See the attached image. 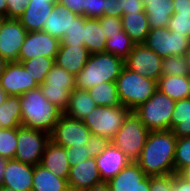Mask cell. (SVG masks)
Segmentation results:
<instances>
[{
  "label": "cell",
  "instance_id": "6da1fadb",
  "mask_svg": "<svg viewBox=\"0 0 190 191\" xmlns=\"http://www.w3.org/2000/svg\"><path fill=\"white\" fill-rule=\"evenodd\" d=\"M177 137L172 130L150 131L139 158L135 161L147 176L175 173Z\"/></svg>",
  "mask_w": 190,
  "mask_h": 191
},
{
  "label": "cell",
  "instance_id": "7a4b0ae2",
  "mask_svg": "<svg viewBox=\"0 0 190 191\" xmlns=\"http://www.w3.org/2000/svg\"><path fill=\"white\" fill-rule=\"evenodd\" d=\"M21 126L51 134L63 111L43 95L40 87L20 96Z\"/></svg>",
  "mask_w": 190,
  "mask_h": 191
},
{
  "label": "cell",
  "instance_id": "3957f363",
  "mask_svg": "<svg viewBox=\"0 0 190 191\" xmlns=\"http://www.w3.org/2000/svg\"><path fill=\"white\" fill-rule=\"evenodd\" d=\"M124 60L106 52L90 54L87 63L75 77L76 88L88 90L102 82H116Z\"/></svg>",
  "mask_w": 190,
  "mask_h": 191
},
{
  "label": "cell",
  "instance_id": "277c9868",
  "mask_svg": "<svg viewBox=\"0 0 190 191\" xmlns=\"http://www.w3.org/2000/svg\"><path fill=\"white\" fill-rule=\"evenodd\" d=\"M116 86L121 105L131 111L145 103L158 90L156 81L142 77L125 66L116 79Z\"/></svg>",
  "mask_w": 190,
  "mask_h": 191
},
{
  "label": "cell",
  "instance_id": "5b68a950",
  "mask_svg": "<svg viewBox=\"0 0 190 191\" xmlns=\"http://www.w3.org/2000/svg\"><path fill=\"white\" fill-rule=\"evenodd\" d=\"M176 101L157 90L145 103L134 110L149 131L170 130V120Z\"/></svg>",
  "mask_w": 190,
  "mask_h": 191
},
{
  "label": "cell",
  "instance_id": "8992f818",
  "mask_svg": "<svg viewBox=\"0 0 190 191\" xmlns=\"http://www.w3.org/2000/svg\"><path fill=\"white\" fill-rule=\"evenodd\" d=\"M150 131L132 111L111 140V143L122 150L124 154L135 162L147 141Z\"/></svg>",
  "mask_w": 190,
  "mask_h": 191
},
{
  "label": "cell",
  "instance_id": "52a82bcc",
  "mask_svg": "<svg viewBox=\"0 0 190 191\" xmlns=\"http://www.w3.org/2000/svg\"><path fill=\"white\" fill-rule=\"evenodd\" d=\"M132 111L123 106H97L83 119L92 135H100L110 142Z\"/></svg>",
  "mask_w": 190,
  "mask_h": 191
},
{
  "label": "cell",
  "instance_id": "ba28073f",
  "mask_svg": "<svg viewBox=\"0 0 190 191\" xmlns=\"http://www.w3.org/2000/svg\"><path fill=\"white\" fill-rule=\"evenodd\" d=\"M39 87L46 99L64 112L76 88L75 76L54 64Z\"/></svg>",
  "mask_w": 190,
  "mask_h": 191
},
{
  "label": "cell",
  "instance_id": "9c48e42d",
  "mask_svg": "<svg viewBox=\"0 0 190 191\" xmlns=\"http://www.w3.org/2000/svg\"><path fill=\"white\" fill-rule=\"evenodd\" d=\"M143 44L164 59L172 55H186L190 49V38L167 27L152 28Z\"/></svg>",
  "mask_w": 190,
  "mask_h": 191
},
{
  "label": "cell",
  "instance_id": "30bf717a",
  "mask_svg": "<svg viewBox=\"0 0 190 191\" xmlns=\"http://www.w3.org/2000/svg\"><path fill=\"white\" fill-rule=\"evenodd\" d=\"M50 134L23 126L17 127L15 160L35 166L40 164Z\"/></svg>",
  "mask_w": 190,
  "mask_h": 191
},
{
  "label": "cell",
  "instance_id": "8fae6325",
  "mask_svg": "<svg viewBox=\"0 0 190 191\" xmlns=\"http://www.w3.org/2000/svg\"><path fill=\"white\" fill-rule=\"evenodd\" d=\"M91 135L90 129L83 121L63 113L50 134V140L64 148L82 147Z\"/></svg>",
  "mask_w": 190,
  "mask_h": 191
},
{
  "label": "cell",
  "instance_id": "7c38bea8",
  "mask_svg": "<svg viewBox=\"0 0 190 191\" xmlns=\"http://www.w3.org/2000/svg\"><path fill=\"white\" fill-rule=\"evenodd\" d=\"M162 58L144 44H135L124 66L142 77L158 82L161 76Z\"/></svg>",
  "mask_w": 190,
  "mask_h": 191
},
{
  "label": "cell",
  "instance_id": "4fadbf2b",
  "mask_svg": "<svg viewBox=\"0 0 190 191\" xmlns=\"http://www.w3.org/2000/svg\"><path fill=\"white\" fill-rule=\"evenodd\" d=\"M61 40L44 31L28 32L23 42L18 61H26L37 56H45L55 60Z\"/></svg>",
  "mask_w": 190,
  "mask_h": 191
},
{
  "label": "cell",
  "instance_id": "5bb4252c",
  "mask_svg": "<svg viewBox=\"0 0 190 191\" xmlns=\"http://www.w3.org/2000/svg\"><path fill=\"white\" fill-rule=\"evenodd\" d=\"M27 30L18 19L6 18L0 32V56L9 62L17 61Z\"/></svg>",
  "mask_w": 190,
  "mask_h": 191
},
{
  "label": "cell",
  "instance_id": "9a60e30c",
  "mask_svg": "<svg viewBox=\"0 0 190 191\" xmlns=\"http://www.w3.org/2000/svg\"><path fill=\"white\" fill-rule=\"evenodd\" d=\"M0 85L8 95L22 96L25 92L39 87L22 63L9 62L0 78Z\"/></svg>",
  "mask_w": 190,
  "mask_h": 191
},
{
  "label": "cell",
  "instance_id": "2e32d148",
  "mask_svg": "<svg viewBox=\"0 0 190 191\" xmlns=\"http://www.w3.org/2000/svg\"><path fill=\"white\" fill-rule=\"evenodd\" d=\"M107 185L111 191H150V176L136 162H130Z\"/></svg>",
  "mask_w": 190,
  "mask_h": 191
},
{
  "label": "cell",
  "instance_id": "e0dca14e",
  "mask_svg": "<svg viewBox=\"0 0 190 191\" xmlns=\"http://www.w3.org/2000/svg\"><path fill=\"white\" fill-rule=\"evenodd\" d=\"M67 180L70 191H88L94 185L100 184L102 180L95 157L71 166Z\"/></svg>",
  "mask_w": 190,
  "mask_h": 191
},
{
  "label": "cell",
  "instance_id": "ac0fdd59",
  "mask_svg": "<svg viewBox=\"0 0 190 191\" xmlns=\"http://www.w3.org/2000/svg\"><path fill=\"white\" fill-rule=\"evenodd\" d=\"M95 159L102 182H108L132 162L111 142Z\"/></svg>",
  "mask_w": 190,
  "mask_h": 191
},
{
  "label": "cell",
  "instance_id": "d6986e66",
  "mask_svg": "<svg viewBox=\"0 0 190 191\" xmlns=\"http://www.w3.org/2000/svg\"><path fill=\"white\" fill-rule=\"evenodd\" d=\"M34 166L15 159L7 160L2 186L14 191H32Z\"/></svg>",
  "mask_w": 190,
  "mask_h": 191
},
{
  "label": "cell",
  "instance_id": "ffe728a7",
  "mask_svg": "<svg viewBox=\"0 0 190 191\" xmlns=\"http://www.w3.org/2000/svg\"><path fill=\"white\" fill-rule=\"evenodd\" d=\"M56 3L57 0H29L24 13L18 20L27 32L42 31L45 20L51 14Z\"/></svg>",
  "mask_w": 190,
  "mask_h": 191
},
{
  "label": "cell",
  "instance_id": "44dd1931",
  "mask_svg": "<svg viewBox=\"0 0 190 191\" xmlns=\"http://www.w3.org/2000/svg\"><path fill=\"white\" fill-rule=\"evenodd\" d=\"M89 55L84 45L60 46L54 62L76 77L87 63Z\"/></svg>",
  "mask_w": 190,
  "mask_h": 191
},
{
  "label": "cell",
  "instance_id": "7402d4cb",
  "mask_svg": "<svg viewBox=\"0 0 190 191\" xmlns=\"http://www.w3.org/2000/svg\"><path fill=\"white\" fill-rule=\"evenodd\" d=\"M40 165L62 179L68 178L71 167L67 159L66 149L63 146L55 144L52 140L46 144Z\"/></svg>",
  "mask_w": 190,
  "mask_h": 191
},
{
  "label": "cell",
  "instance_id": "603a6c76",
  "mask_svg": "<svg viewBox=\"0 0 190 191\" xmlns=\"http://www.w3.org/2000/svg\"><path fill=\"white\" fill-rule=\"evenodd\" d=\"M149 28H165L174 13L173 0H141Z\"/></svg>",
  "mask_w": 190,
  "mask_h": 191
},
{
  "label": "cell",
  "instance_id": "cb8c5ba5",
  "mask_svg": "<svg viewBox=\"0 0 190 191\" xmlns=\"http://www.w3.org/2000/svg\"><path fill=\"white\" fill-rule=\"evenodd\" d=\"M76 16V13L56 3L51 14L45 20L42 31L61 40L65 36L66 31H69L72 20Z\"/></svg>",
  "mask_w": 190,
  "mask_h": 191
},
{
  "label": "cell",
  "instance_id": "d4e9b609",
  "mask_svg": "<svg viewBox=\"0 0 190 191\" xmlns=\"http://www.w3.org/2000/svg\"><path fill=\"white\" fill-rule=\"evenodd\" d=\"M32 191H70L68 180L57 177L40 164L34 166Z\"/></svg>",
  "mask_w": 190,
  "mask_h": 191
},
{
  "label": "cell",
  "instance_id": "484cf974",
  "mask_svg": "<svg viewBox=\"0 0 190 191\" xmlns=\"http://www.w3.org/2000/svg\"><path fill=\"white\" fill-rule=\"evenodd\" d=\"M96 107L97 104L87 90L75 88L71 92L68 106L63 113L83 121L86 115H89Z\"/></svg>",
  "mask_w": 190,
  "mask_h": 191
},
{
  "label": "cell",
  "instance_id": "4316f807",
  "mask_svg": "<svg viewBox=\"0 0 190 191\" xmlns=\"http://www.w3.org/2000/svg\"><path fill=\"white\" fill-rule=\"evenodd\" d=\"M122 28L135 44H143L150 32L145 12L123 14Z\"/></svg>",
  "mask_w": 190,
  "mask_h": 191
},
{
  "label": "cell",
  "instance_id": "83f0119b",
  "mask_svg": "<svg viewBox=\"0 0 190 191\" xmlns=\"http://www.w3.org/2000/svg\"><path fill=\"white\" fill-rule=\"evenodd\" d=\"M190 87V76H160L157 89L174 101L187 99Z\"/></svg>",
  "mask_w": 190,
  "mask_h": 191
},
{
  "label": "cell",
  "instance_id": "f1b7e54d",
  "mask_svg": "<svg viewBox=\"0 0 190 191\" xmlns=\"http://www.w3.org/2000/svg\"><path fill=\"white\" fill-rule=\"evenodd\" d=\"M84 46L90 54L105 52L106 36L99 19L86 18L84 23Z\"/></svg>",
  "mask_w": 190,
  "mask_h": 191
},
{
  "label": "cell",
  "instance_id": "f546056e",
  "mask_svg": "<svg viewBox=\"0 0 190 191\" xmlns=\"http://www.w3.org/2000/svg\"><path fill=\"white\" fill-rule=\"evenodd\" d=\"M170 130L177 138L190 137V99L176 101L171 115Z\"/></svg>",
  "mask_w": 190,
  "mask_h": 191
},
{
  "label": "cell",
  "instance_id": "4dcf8cb0",
  "mask_svg": "<svg viewBox=\"0 0 190 191\" xmlns=\"http://www.w3.org/2000/svg\"><path fill=\"white\" fill-rule=\"evenodd\" d=\"M21 126L20 96L9 95L0 105V128H16Z\"/></svg>",
  "mask_w": 190,
  "mask_h": 191
},
{
  "label": "cell",
  "instance_id": "1f68e13d",
  "mask_svg": "<svg viewBox=\"0 0 190 191\" xmlns=\"http://www.w3.org/2000/svg\"><path fill=\"white\" fill-rule=\"evenodd\" d=\"M97 106L121 105L116 82H102L87 90Z\"/></svg>",
  "mask_w": 190,
  "mask_h": 191
},
{
  "label": "cell",
  "instance_id": "d6a6232c",
  "mask_svg": "<svg viewBox=\"0 0 190 191\" xmlns=\"http://www.w3.org/2000/svg\"><path fill=\"white\" fill-rule=\"evenodd\" d=\"M18 62L22 63V65L39 86L45 82L46 75L55 64L53 58L45 56H37L26 61Z\"/></svg>",
  "mask_w": 190,
  "mask_h": 191
},
{
  "label": "cell",
  "instance_id": "836d02e7",
  "mask_svg": "<svg viewBox=\"0 0 190 191\" xmlns=\"http://www.w3.org/2000/svg\"><path fill=\"white\" fill-rule=\"evenodd\" d=\"M134 46L135 43L128 34L122 30L119 34L107 38L105 52L125 60Z\"/></svg>",
  "mask_w": 190,
  "mask_h": 191
},
{
  "label": "cell",
  "instance_id": "e575fe53",
  "mask_svg": "<svg viewBox=\"0 0 190 191\" xmlns=\"http://www.w3.org/2000/svg\"><path fill=\"white\" fill-rule=\"evenodd\" d=\"M190 76L189 63L186 55L169 56L162 59L161 76Z\"/></svg>",
  "mask_w": 190,
  "mask_h": 191
},
{
  "label": "cell",
  "instance_id": "d590c367",
  "mask_svg": "<svg viewBox=\"0 0 190 191\" xmlns=\"http://www.w3.org/2000/svg\"><path fill=\"white\" fill-rule=\"evenodd\" d=\"M174 167L178 174L190 169V137L177 138Z\"/></svg>",
  "mask_w": 190,
  "mask_h": 191
},
{
  "label": "cell",
  "instance_id": "8d00e7d4",
  "mask_svg": "<svg viewBox=\"0 0 190 191\" xmlns=\"http://www.w3.org/2000/svg\"><path fill=\"white\" fill-rule=\"evenodd\" d=\"M17 148V127L0 128V157L14 159Z\"/></svg>",
  "mask_w": 190,
  "mask_h": 191
},
{
  "label": "cell",
  "instance_id": "74e56055",
  "mask_svg": "<svg viewBox=\"0 0 190 191\" xmlns=\"http://www.w3.org/2000/svg\"><path fill=\"white\" fill-rule=\"evenodd\" d=\"M84 23L83 15L74 17L69 31H66L65 36L61 39L60 46L84 45Z\"/></svg>",
  "mask_w": 190,
  "mask_h": 191
},
{
  "label": "cell",
  "instance_id": "f35d334b",
  "mask_svg": "<svg viewBox=\"0 0 190 191\" xmlns=\"http://www.w3.org/2000/svg\"><path fill=\"white\" fill-rule=\"evenodd\" d=\"M166 27L190 38V12H174Z\"/></svg>",
  "mask_w": 190,
  "mask_h": 191
},
{
  "label": "cell",
  "instance_id": "ab89813d",
  "mask_svg": "<svg viewBox=\"0 0 190 191\" xmlns=\"http://www.w3.org/2000/svg\"><path fill=\"white\" fill-rule=\"evenodd\" d=\"M99 23L101 28H103L106 38L119 34L123 30L121 18L104 15L99 18Z\"/></svg>",
  "mask_w": 190,
  "mask_h": 191
},
{
  "label": "cell",
  "instance_id": "60d3db41",
  "mask_svg": "<svg viewBox=\"0 0 190 191\" xmlns=\"http://www.w3.org/2000/svg\"><path fill=\"white\" fill-rule=\"evenodd\" d=\"M65 149L67 152V159L70 163V166H75L78 163L90 158V149L89 147H87V144H84L82 147L75 146Z\"/></svg>",
  "mask_w": 190,
  "mask_h": 191
},
{
  "label": "cell",
  "instance_id": "b9f144b4",
  "mask_svg": "<svg viewBox=\"0 0 190 191\" xmlns=\"http://www.w3.org/2000/svg\"><path fill=\"white\" fill-rule=\"evenodd\" d=\"M150 191H173V174L150 176Z\"/></svg>",
  "mask_w": 190,
  "mask_h": 191
},
{
  "label": "cell",
  "instance_id": "7bdbcfd3",
  "mask_svg": "<svg viewBox=\"0 0 190 191\" xmlns=\"http://www.w3.org/2000/svg\"><path fill=\"white\" fill-rule=\"evenodd\" d=\"M88 2L89 0H57V4L86 18H88Z\"/></svg>",
  "mask_w": 190,
  "mask_h": 191
},
{
  "label": "cell",
  "instance_id": "ee69618b",
  "mask_svg": "<svg viewBox=\"0 0 190 191\" xmlns=\"http://www.w3.org/2000/svg\"><path fill=\"white\" fill-rule=\"evenodd\" d=\"M29 0H7L6 18L18 19L25 11Z\"/></svg>",
  "mask_w": 190,
  "mask_h": 191
},
{
  "label": "cell",
  "instance_id": "f6af8a7d",
  "mask_svg": "<svg viewBox=\"0 0 190 191\" xmlns=\"http://www.w3.org/2000/svg\"><path fill=\"white\" fill-rule=\"evenodd\" d=\"M110 141L100 135H91L86 142L90 149V157H97L108 145Z\"/></svg>",
  "mask_w": 190,
  "mask_h": 191
},
{
  "label": "cell",
  "instance_id": "bcb514c9",
  "mask_svg": "<svg viewBox=\"0 0 190 191\" xmlns=\"http://www.w3.org/2000/svg\"><path fill=\"white\" fill-rule=\"evenodd\" d=\"M125 8V0H106L104 15L121 18Z\"/></svg>",
  "mask_w": 190,
  "mask_h": 191
},
{
  "label": "cell",
  "instance_id": "7dc6e473",
  "mask_svg": "<svg viewBox=\"0 0 190 191\" xmlns=\"http://www.w3.org/2000/svg\"><path fill=\"white\" fill-rule=\"evenodd\" d=\"M106 0H89L88 2V18L99 19L104 16V7Z\"/></svg>",
  "mask_w": 190,
  "mask_h": 191
},
{
  "label": "cell",
  "instance_id": "c3c4849f",
  "mask_svg": "<svg viewBox=\"0 0 190 191\" xmlns=\"http://www.w3.org/2000/svg\"><path fill=\"white\" fill-rule=\"evenodd\" d=\"M173 191H190V180L183 174H173Z\"/></svg>",
  "mask_w": 190,
  "mask_h": 191
},
{
  "label": "cell",
  "instance_id": "681fc988",
  "mask_svg": "<svg viewBox=\"0 0 190 191\" xmlns=\"http://www.w3.org/2000/svg\"><path fill=\"white\" fill-rule=\"evenodd\" d=\"M123 14L144 12V5L141 0H125V8Z\"/></svg>",
  "mask_w": 190,
  "mask_h": 191
},
{
  "label": "cell",
  "instance_id": "f907efd6",
  "mask_svg": "<svg viewBox=\"0 0 190 191\" xmlns=\"http://www.w3.org/2000/svg\"><path fill=\"white\" fill-rule=\"evenodd\" d=\"M174 12H190V0H173Z\"/></svg>",
  "mask_w": 190,
  "mask_h": 191
},
{
  "label": "cell",
  "instance_id": "816d5d0a",
  "mask_svg": "<svg viewBox=\"0 0 190 191\" xmlns=\"http://www.w3.org/2000/svg\"><path fill=\"white\" fill-rule=\"evenodd\" d=\"M88 191H111L109 186L107 185V182H101L100 184L94 185L90 190Z\"/></svg>",
  "mask_w": 190,
  "mask_h": 191
},
{
  "label": "cell",
  "instance_id": "f5cc1de1",
  "mask_svg": "<svg viewBox=\"0 0 190 191\" xmlns=\"http://www.w3.org/2000/svg\"><path fill=\"white\" fill-rule=\"evenodd\" d=\"M6 164H7V159L0 157V186L3 182V175Z\"/></svg>",
  "mask_w": 190,
  "mask_h": 191
},
{
  "label": "cell",
  "instance_id": "db71d44e",
  "mask_svg": "<svg viewBox=\"0 0 190 191\" xmlns=\"http://www.w3.org/2000/svg\"><path fill=\"white\" fill-rule=\"evenodd\" d=\"M9 61L6 58L0 56V78L4 73L5 68L7 67Z\"/></svg>",
  "mask_w": 190,
  "mask_h": 191
},
{
  "label": "cell",
  "instance_id": "11a10c76",
  "mask_svg": "<svg viewBox=\"0 0 190 191\" xmlns=\"http://www.w3.org/2000/svg\"><path fill=\"white\" fill-rule=\"evenodd\" d=\"M7 0H0V15L6 17Z\"/></svg>",
  "mask_w": 190,
  "mask_h": 191
},
{
  "label": "cell",
  "instance_id": "9f6ffc18",
  "mask_svg": "<svg viewBox=\"0 0 190 191\" xmlns=\"http://www.w3.org/2000/svg\"><path fill=\"white\" fill-rule=\"evenodd\" d=\"M8 96L9 95L6 93V91L0 85V105L3 104L4 101H6Z\"/></svg>",
  "mask_w": 190,
  "mask_h": 191
},
{
  "label": "cell",
  "instance_id": "6f0895ef",
  "mask_svg": "<svg viewBox=\"0 0 190 191\" xmlns=\"http://www.w3.org/2000/svg\"><path fill=\"white\" fill-rule=\"evenodd\" d=\"M5 19H6V17L0 15V32H1V29H2V26H3Z\"/></svg>",
  "mask_w": 190,
  "mask_h": 191
},
{
  "label": "cell",
  "instance_id": "680465c9",
  "mask_svg": "<svg viewBox=\"0 0 190 191\" xmlns=\"http://www.w3.org/2000/svg\"><path fill=\"white\" fill-rule=\"evenodd\" d=\"M0 191H14L12 188L0 186Z\"/></svg>",
  "mask_w": 190,
  "mask_h": 191
},
{
  "label": "cell",
  "instance_id": "91938a15",
  "mask_svg": "<svg viewBox=\"0 0 190 191\" xmlns=\"http://www.w3.org/2000/svg\"><path fill=\"white\" fill-rule=\"evenodd\" d=\"M184 176H186L189 180H190V169H188L187 171H185L183 173Z\"/></svg>",
  "mask_w": 190,
  "mask_h": 191
},
{
  "label": "cell",
  "instance_id": "94428289",
  "mask_svg": "<svg viewBox=\"0 0 190 191\" xmlns=\"http://www.w3.org/2000/svg\"><path fill=\"white\" fill-rule=\"evenodd\" d=\"M187 59H188V63H189V69H190V49L187 51Z\"/></svg>",
  "mask_w": 190,
  "mask_h": 191
},
{
  "label": "cell",
  "instance_id": "6125c7cd",
  "mask_svg": "<svg viewBox=\"0 0 190 191\" xmlns=\"http://www.w3.org/2000/svg\"><path fill=\"white\" fill-rule=\"evenodd\" d=\"M187 99H190V87H189V91H188V97Z\"/></svg>",
  "mask_w": 190,
  "mask_h": 191
}]
</instances>
